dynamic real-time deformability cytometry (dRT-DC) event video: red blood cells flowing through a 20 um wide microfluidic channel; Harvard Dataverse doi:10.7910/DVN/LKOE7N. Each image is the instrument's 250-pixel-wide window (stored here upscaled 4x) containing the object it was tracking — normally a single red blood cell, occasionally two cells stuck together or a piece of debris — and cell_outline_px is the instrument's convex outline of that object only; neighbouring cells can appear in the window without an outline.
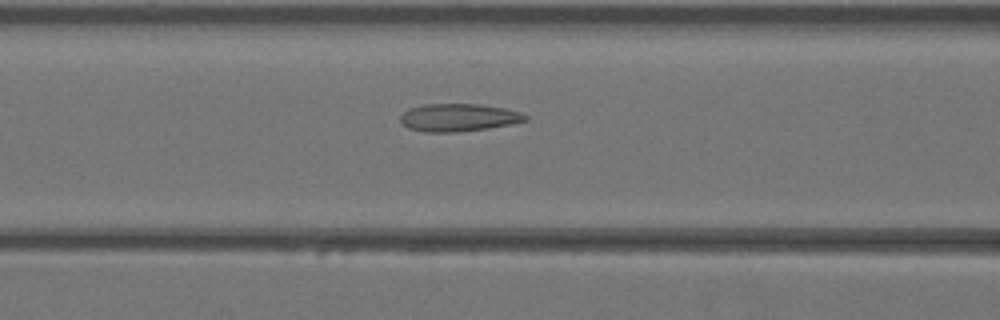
{"species": "Egyptian fruit bat (a non-hibernating species)", "species_latin": "Rousettus aegyptiacus", "temperature_condition": "warm", "stored_images_in_passage": 40, "camera_frame_rate_fps": 3000, "um_per_image_px": 0.085, "animal": {"sex": "female"}, "frame": {"image": 1, "passage_image": 19, "time_ms": 6.0, "image_size_px": [1000, 320], "cell_outline_px": [[528, 120], [488, 128], [456, 132], [424, 132], [408, 128], [400, 120], [400, 116], [408, 108], [424, 104], [480, 104], [504, 108], [520, 112], [528, 116]], "centroid_in_image_um": [38.95, 9.98], "position_along_channel_um": 127.6, "area_um2": 20.11}}
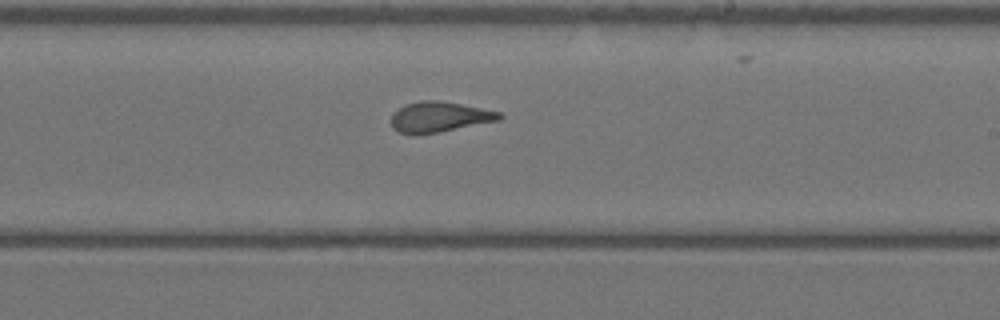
{"frame": {"image": 2, "passage_image": 27, "time_ms": 8.667, "image_size_px": [1000, 320], "cell_outline_px": [[504, 116], [500, 120], [416, 136], [412, 136], [400, 132], [392, 128], [392, 112], [408, 104], [420, 100], [436, 100], [460, 104], [500, 112]], "centroid_in_image_um": [37.31, 9.95], "position_along_channel_um": 251.7, "area_um2": 19.07}}
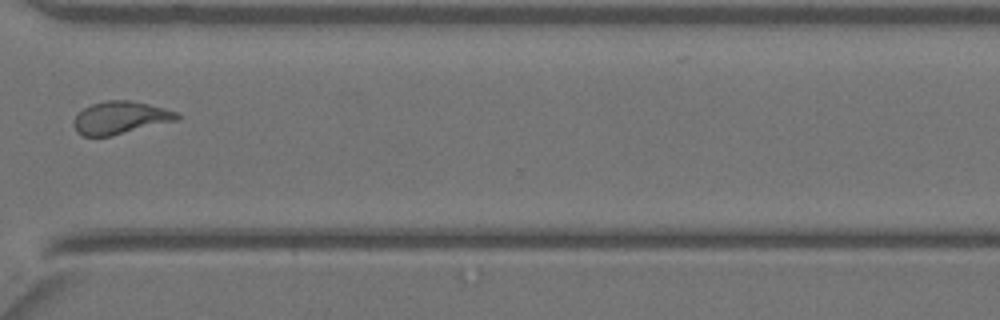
{"frame": {"image": 3, "passage_image": 34, "time_ms": 11.0, "image_size_px": [1000, 320], "cell_outline_px": [[180, 120], [112, 136], [84, 136], [76, 132], [76, 116], [84, 108], [92, 104], [104, 100], [132, 100], [180, 112]], "centroid_in_image_um": [10.31, 10.0], "position_along_channel_um": 360.3, "area_um2": 19.71}}